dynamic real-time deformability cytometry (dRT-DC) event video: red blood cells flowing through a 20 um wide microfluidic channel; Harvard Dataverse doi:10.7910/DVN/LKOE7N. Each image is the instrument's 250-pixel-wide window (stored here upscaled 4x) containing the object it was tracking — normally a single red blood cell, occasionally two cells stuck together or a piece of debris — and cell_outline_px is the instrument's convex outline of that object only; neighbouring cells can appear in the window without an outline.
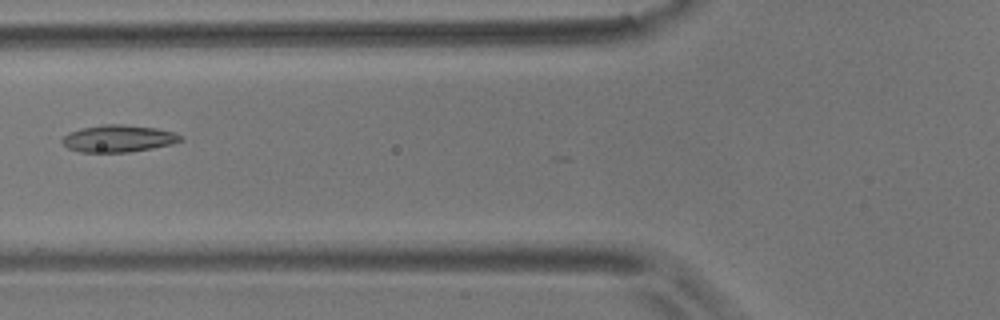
{"species": "common noctule bat (a hibernating species)", "species_latin": "Nyctalus noctula", "temperature_condition": "room temperature", "stored_images_in_passage": 8, "camera_frame_rate_fps": 3000, "um_per_image_px": 0.085, "animal": {"sex": "male", "body_mass_g": 17.9}, "frame": {"image": 1, "passage_image": 5, "time_ms": 1.333, "image_size_px": [1000, 320], "cell_outline_px": [[184, 140], [172, 144], [152, 148], [128, 152], [80, 152], [68, 148], [60, 140], [68, 132], [80, 128], [104, 124], [124, 124], [156, 128], [176, 132], [184, 136]], "centroid_in_image_um": [10.09, 11.76], "position_along_channel_um": 115.7, "area_um2": 18.9}}
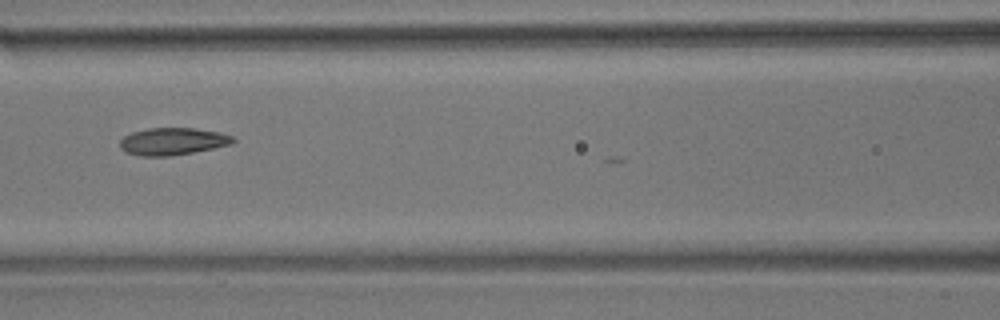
{"frame": {"image": 2, "passage_image": 6, "time_ms": 1.667, "image_size_px": [1000, 320], "cell_outline_px": [[236, 140], [232, 144], [192, 152], [168, 156], [140, 156], [124, 152], [120, 148], [120, 140], [124, 136], [132, 132], [148, 128], [196, 128], [220, 132], [232, 136]], "centroid_in_image_um": [14.66, 12.01], "position_along_channel_um": 151.9, "area_um2": 17.98}}
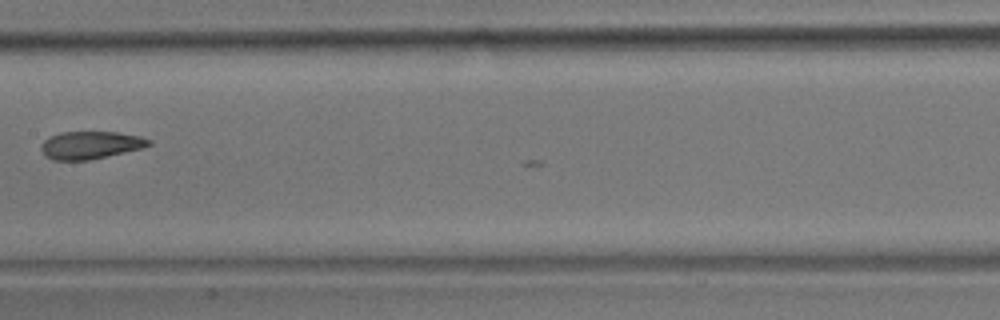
{"frame": {"image": 3, "passage_image": 7, "time_ms": 2.0, "image_size_px": [1000, 320], "cell_outline_px": [[152, 144], [140, 148], [124, 152], [88, 160], [52, 160], [40, 148], [40, 144], [48, 136], [60, 132], [116, 132], [140, 136], [152, 140]], "centroid_in_image_um": [7.67, 12.32], "position_along_channel_um": 199.7, "area_um2": 17.22}}